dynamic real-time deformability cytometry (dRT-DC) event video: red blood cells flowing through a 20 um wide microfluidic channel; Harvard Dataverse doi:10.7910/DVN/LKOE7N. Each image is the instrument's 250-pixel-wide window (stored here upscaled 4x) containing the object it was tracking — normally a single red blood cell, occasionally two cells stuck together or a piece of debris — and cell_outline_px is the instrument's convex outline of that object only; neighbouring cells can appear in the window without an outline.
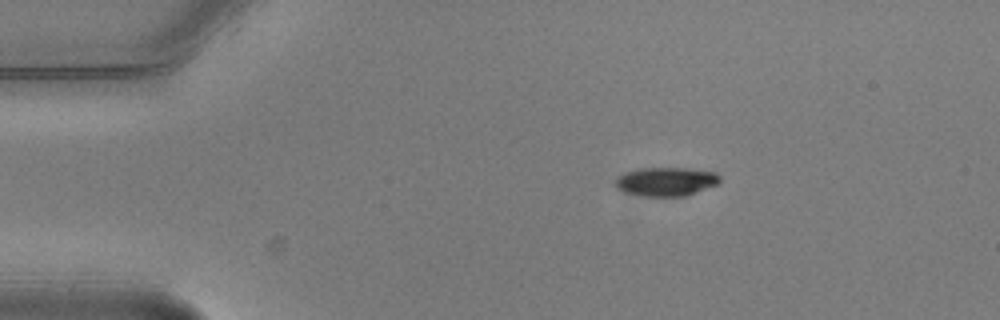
{"species": "common noctule bat (a hibernating species)", "species_latin": "Nyctalus noctula", "temperature_condition": "warm", "stored_images_in_passage": 5, "camera_frame_rate_fps": 3000, "um_per_image_px": 0.085, "animal": {"sex": "male", "body_mass_g": 20.5, "forearm_length_mm": 52.5}, "frame": {"image": 1, "passage_image": 5, "time_ms": 1.333, "image_size_px": [1000, 320], "cell_outline_px": [[720, 180], [716, 184], [684, 196], [640, 196], [624, 192], [616, 188], [612, 184], [616, 176], [624, 172], [644, 168], [684, 168], [716, 172], [720, 176]], "centroid_in_image_um": [56.52, 15.43], "position_along_channel_um": 28.5, "area_um2": 17.57}}